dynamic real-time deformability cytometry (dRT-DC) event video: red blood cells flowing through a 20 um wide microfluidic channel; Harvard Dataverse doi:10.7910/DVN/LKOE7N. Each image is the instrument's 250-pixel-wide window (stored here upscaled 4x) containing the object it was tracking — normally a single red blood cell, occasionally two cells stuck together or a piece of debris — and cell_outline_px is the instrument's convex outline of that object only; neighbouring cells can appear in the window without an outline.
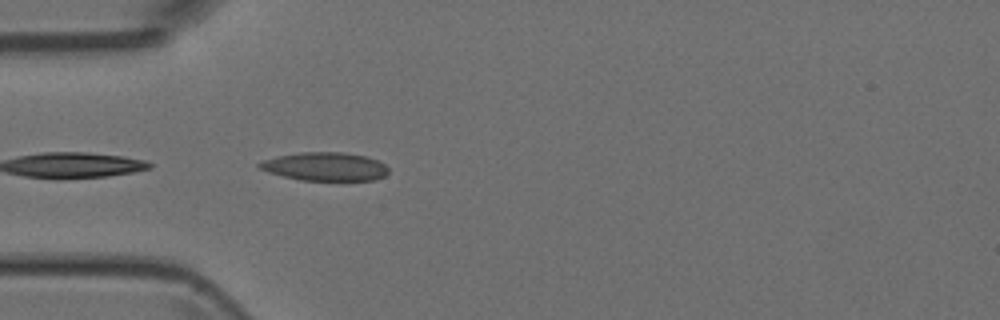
{"species": "Egyptian fruit bat (a non-hibernating species)", "species_latin": "Rousettus aegyptiacus", "temperature_condition": "room temperature", "stored_images_in_passage": 3, "camera_frame_rate_fps": 3000, "um_per_image_px": 0.085, "animal": {"sex": "female"}, "frame": {"image": 1, "passage_image": 3, "time_ms": 3.0, "image_size_px": [1000, 320], "cell_outline_px": [[388, 172], [384, 176], [372, 180], [300, 180], [268, 172], [256, 168], [256, 164], [264, 160], [276, 156], [300, 152], [344, 152], [368, 156], [384, 164], [388, 168]], "centroid_in_image_um": [27.6, 14.15], "position_along_channel_um": 57.4, "area_um2": 21.44}}